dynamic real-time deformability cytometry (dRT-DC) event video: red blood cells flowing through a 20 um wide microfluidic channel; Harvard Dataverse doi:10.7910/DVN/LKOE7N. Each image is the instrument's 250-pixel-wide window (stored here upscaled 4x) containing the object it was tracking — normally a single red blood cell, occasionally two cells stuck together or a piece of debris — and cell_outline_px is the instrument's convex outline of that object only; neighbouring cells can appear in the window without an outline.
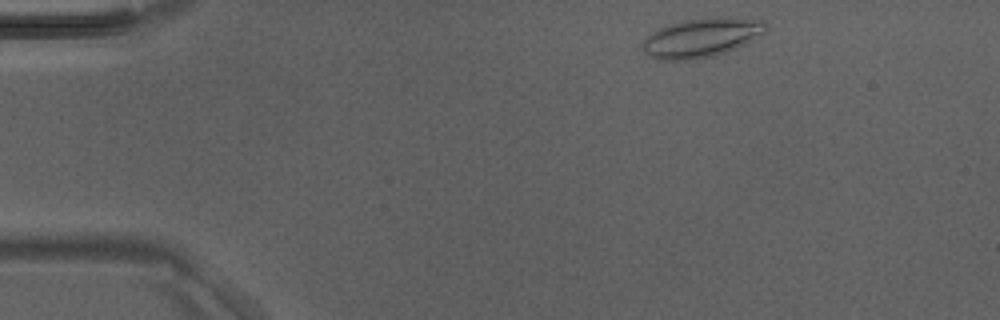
{"species": "Egyptian fruit bat (a non-hibernating species)", "species_latin": "Rousettus aegyptiacus", "temperature_condition": "room temperature", "stored_images_in_passage": 3, "camera_frame_rate_fps": 3000, "um_per_image_px": 0.085, "animal": {"sex": "male"}, "frame": {"image": 1, "passage_image": 1, "time_ms": 0.0, "image_size_px": [1000, 320], "cell_outline_px": [[768, 28], [764, 32], [752, 40], [736, 48], [712, 56], [692, 60], [656, 60], [648, 56], [644, 52], [644, 40], [648, 36], [660, 28], [684, 20], [716, 16], [764, 20]], "centroid_in_image_um": [59.64, 3.2], "position_along_channel_um": 25.4, "area_um2": 27.86}}